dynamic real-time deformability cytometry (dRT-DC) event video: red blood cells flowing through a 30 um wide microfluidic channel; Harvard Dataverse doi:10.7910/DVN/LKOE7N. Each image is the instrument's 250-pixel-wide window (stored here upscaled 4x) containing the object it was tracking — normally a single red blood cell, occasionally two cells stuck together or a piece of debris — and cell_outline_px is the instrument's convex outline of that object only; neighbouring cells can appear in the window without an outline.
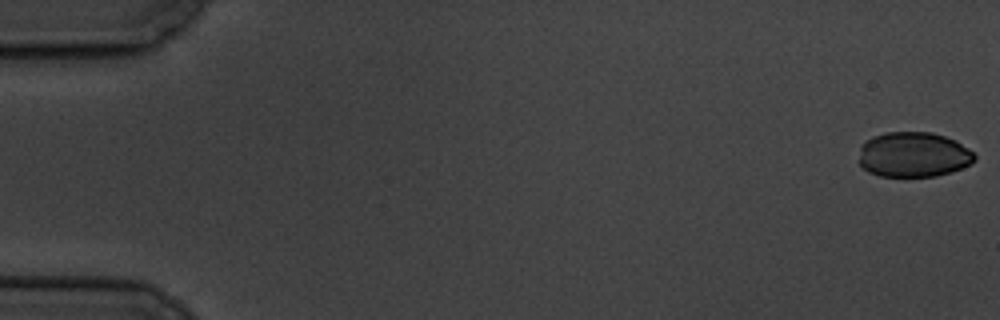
{"species": "common noctule bat (a hibernating species)", "species_latin": "Nyctalus noctula", "temperature_condition": "cold", "stored_images_in_passage": 5, "camera_frame_rate_fps": 3000, "um_per_image_px": 0.085, "animal": {"sex": "male", "body_mass_g": 19.5, "forearm_length_mm": 54.6}, "frame": {"image": 1, "passage_image": 1, "time_ms": 0.0, "image_size_px": [1000, 320], "cell_outline_px": [[976, 160], [972, 164], [936, 176], [880, 176], [868, 172], [860, 164], [860, 144], [872, 136], [888, 132], [932, 132], [956, 140], [968, 148], [976, 156]], "centroid_in_image_um": [77.64, 13.13], "position_along_channel_um": 7.4, "area_um2": 30.46}}